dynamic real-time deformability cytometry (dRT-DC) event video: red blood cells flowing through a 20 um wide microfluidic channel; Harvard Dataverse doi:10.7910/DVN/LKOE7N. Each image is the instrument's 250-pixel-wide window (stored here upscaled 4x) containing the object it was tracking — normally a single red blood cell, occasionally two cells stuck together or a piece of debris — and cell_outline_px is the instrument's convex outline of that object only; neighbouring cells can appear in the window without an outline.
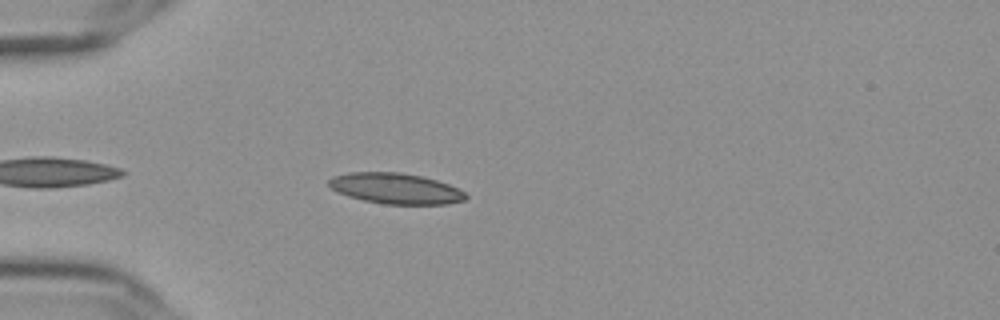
{"species": "Egyptian fruit bat (a non-hibernating species)", "species_latin": "Rousettus aegyptiacus", "temperature_condition": "cold", "stored_images_in_passage": 39, "camera_frame_rate_fps": 3000, "um_per_image_px": 0.085, "frame": {"image": 1, "passage_image": 2, "time_ms": 0.333, "image_size_px": [1000, 320], "cell_outline_px": [[468, 196], [464, 200], [448, 204], [384, 204], [364, 200], [348, 196], [336, 192], [328, 184], [328, 180], [332, 176], [348, 172], [400, 172], [420, 176], [436, 180], [448, 184], [464, 192]], "centroid_in_image_um": [33.59, 16.02], "position_along_channel_um": 51.4, "area_um2": 24.45}}
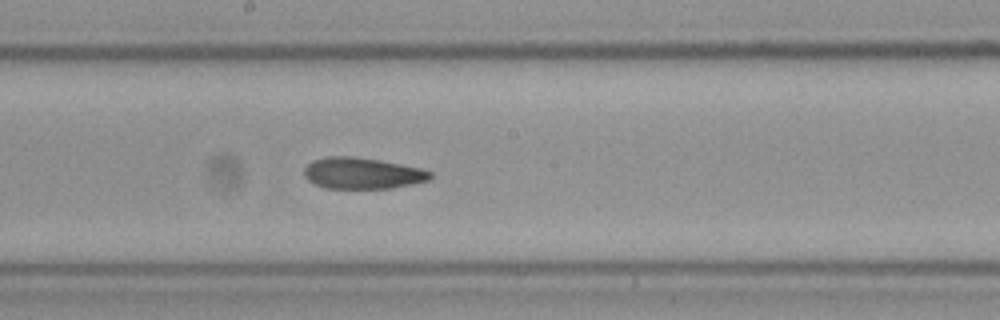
{"frame": {"image": 2, "passage_image": 17, "time_ms": 5.333, "image_size_px": [1000, 320], "cell_outline_px": [[432, 176], [428, 180], [412, 184], [392, 188], [324, 188], [308, 180], [304, 176], [304, 168], [312, 160], [328, 156], [352, 156], [400, 164], [420, 168], [432, 172]], "centroid_in_image_um": [30.77, 14.73], "position_along_channel_um": 217.4, "area_um2": 22.83}}
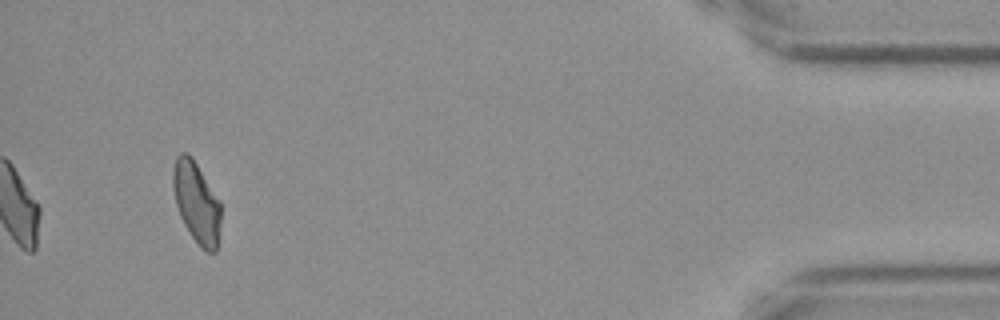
{"frame": {"image": 3, "passage_image": 39, "time_ms": 12.667, "image_size_px": [1000, 320], "cell_outline_px": [[220, 220], [216, 252], [204, 252], [200, 248], [184, 224], [180, 216], [176, 204], [172, 184], [172, 172], [176, 156], [180, 152], [188, 152], [192, 156], [220, 200]], "centroid_in_image_um": [16.69, 17.18], "position_along_channel_um": 418.5, "area_um2": 22.77}, "authors_computed_cell_mechanics": {"area_um2": 23.5246, "velocity_mm_per_s": 3.6273, "shape_relaxation_time_tau1_ms": null, "shape_relaxation_time_tau2_ms": 4.061, "deformation_change_tau1": null, "deformation_change_tau2": 0.1043}}